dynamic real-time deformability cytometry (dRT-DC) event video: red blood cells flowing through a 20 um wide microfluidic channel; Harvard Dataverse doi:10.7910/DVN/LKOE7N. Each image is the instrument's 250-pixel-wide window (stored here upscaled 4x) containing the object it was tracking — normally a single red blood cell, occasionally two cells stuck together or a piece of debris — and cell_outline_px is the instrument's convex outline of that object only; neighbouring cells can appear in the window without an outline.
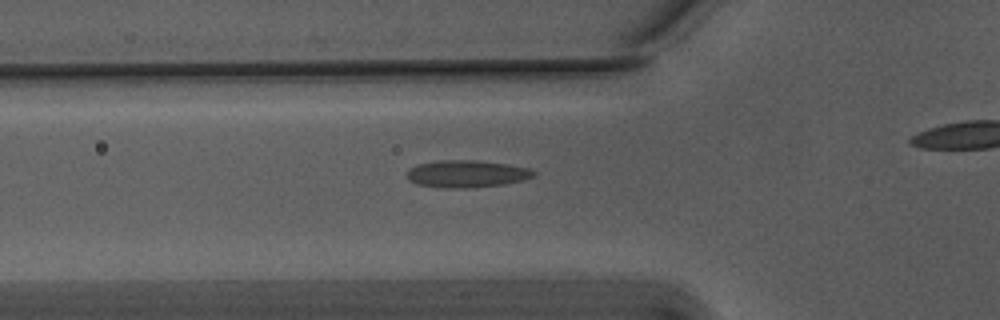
{"species": "Egyptian fruit bat (a non-hibernating species)", "species_latin": "Rousettus aegyptiacus", "temperature_condition": "warm", "stored_images_in_passage": 27, "camera_frame_rate_fps": 3000, "um_per_image_px": 0.085, "animal": {"sex": "male"}, "frame": {"image": 1, "passage_image": 2, "time_ms": 0.333, "image_size_px": [1000, 320], "cell_outline_px": [[536, 176], [524, 180], [504, 184], [472, 188], [444, 188], [416, 184], [408, 180], [408, 172], [412, 168], [420, 164], [444, 160], [476, 160], [508, 164], [528, 168], [536, 172]], "centroid_in_image_um": [39.73, 14.79], "position_along_channel_um": 86.1, "area_um2": 20.06}}
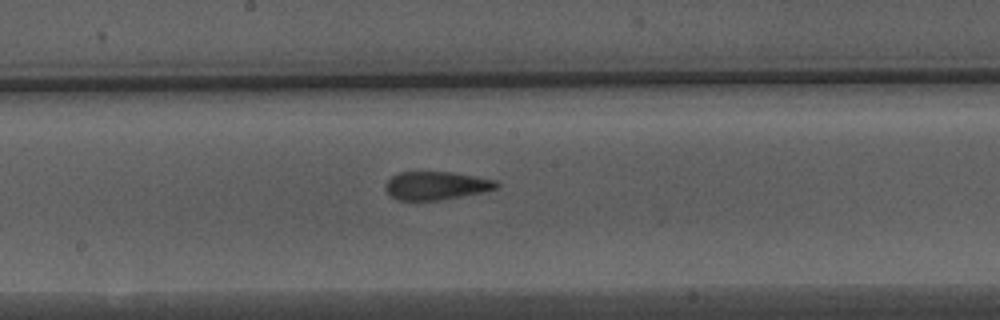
{"frame": {"image": 2, "passage_image": 12, "time_ms": 3.667, "image_size_px": [1000, 320], "cell_outline_px": [[500, 184], [496, 188], [480, 192], [440, 200], [396, 200], [388, 192], [388, 180], [392, 176], [400, 172], [448, 172], [496, 180]], "centroid_in_image_um": [37.08, 15.78], "position_along_channel_um": 211.1, "area_um2": 17.74}}
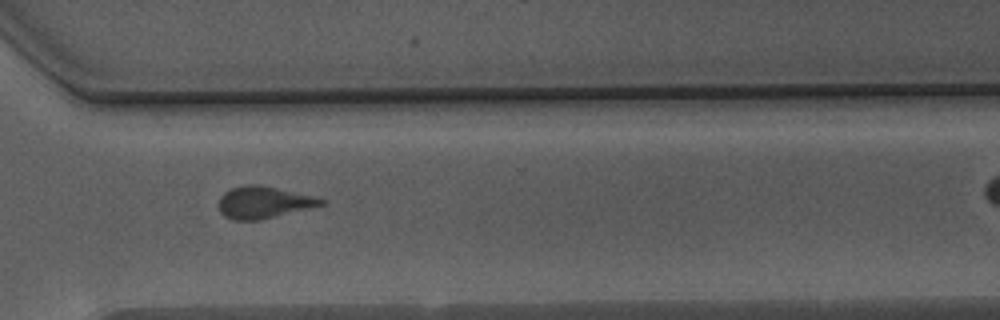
{"frame": {"image": 3, "passage_image": 23, "time_ms": 7.333, "image_size_px": [1000, 320], "cell_outline_px": [[324, 204], [260, 220], [232, 220], [224, 216], [220, 212], [220, 196], [224, 192], [232, 188], [244, 184], [260, 184], [312, 196], [324, 200]], "centroid_in_image_um": [22.35, 17.19], "position_along_channel_um": 348.3, "area_um2": 18.79}}